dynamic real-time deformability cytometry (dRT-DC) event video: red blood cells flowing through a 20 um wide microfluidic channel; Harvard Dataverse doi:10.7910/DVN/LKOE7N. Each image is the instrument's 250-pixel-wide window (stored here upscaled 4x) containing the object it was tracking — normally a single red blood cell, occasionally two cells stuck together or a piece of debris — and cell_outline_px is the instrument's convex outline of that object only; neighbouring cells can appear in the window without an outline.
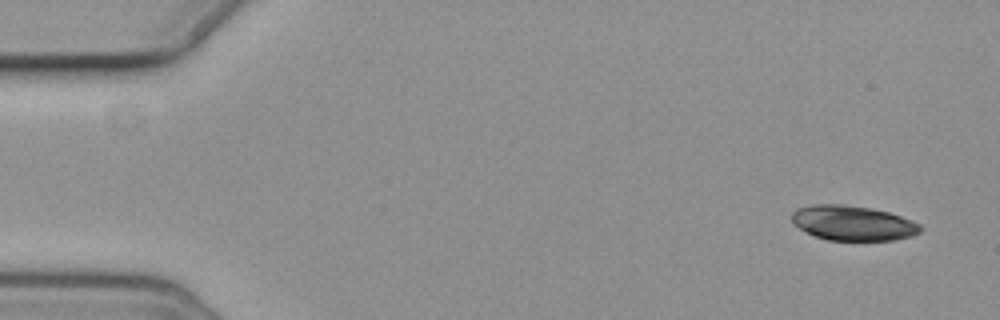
{"species": "common noctule bat (a hibernating species)", "species_latin": "Nyctalus noctula", "temperature_condition": "cold", "stored_images_in_passage": 4, "camera_frame_rate_fps": 3000, "um_per_image_px": 0.085, "animal": {"sex": "female", "body_mass_g": 19.3, "forearm_length_mm": 54.1}, "frame": {"image": 1, "passage_image": 1, "time_ms": 0.0, "image_size_px": [1000, 320], "cell_outline_px": [[920, 232], [912, 236], [896, 240], [828, 240], [816, 236], [792, 224], [792, 212], [796, 208], [812, 204], [840, 204], [868, 208], [888, 212], [912, 220], [920, 224]], "centroid_in_image_um": [72.48, 18.96], "position_along_channel_um": 12.5, "area_um2": 26.01}}